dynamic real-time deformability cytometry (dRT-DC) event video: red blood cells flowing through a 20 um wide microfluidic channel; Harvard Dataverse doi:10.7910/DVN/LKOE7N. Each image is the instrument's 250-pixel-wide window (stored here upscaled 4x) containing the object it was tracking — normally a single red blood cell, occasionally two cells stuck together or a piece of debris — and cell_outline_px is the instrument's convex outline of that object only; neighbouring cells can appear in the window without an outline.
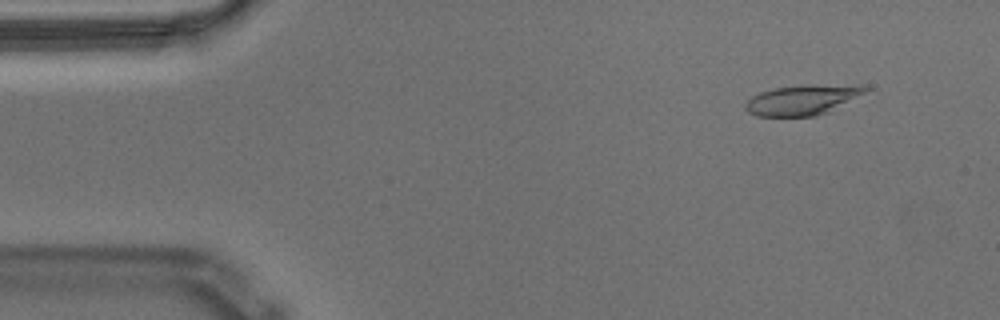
{"species": "Egyptian fruit bat (a non-hibernating species)", "species_latin": "Rousettus aegyptiacus", "temperature_condition": "warm", "stored_images_in_passage": 56, "camera_frame_rate_fps": 3000, "um_per_image_px": 0.085, "animal": {"sex": "male"}, "frame": {"image": 1, "passage_image": 5, "time_ms": 1.333, "image_size_px": [1000, 320], "cell_outline_px": [[872, 88], [868, 92], [828, 112], [816, 116], [756, 116], [748, 112], [744, 108], [744, 104], [752, 96], [760, 92], [776, 88], [800, 84], [864, 84]], "centroid_in_image_um": [68.3, 8.46], "position_along_channel_um": 16.7, "area_um2": 21.68}}
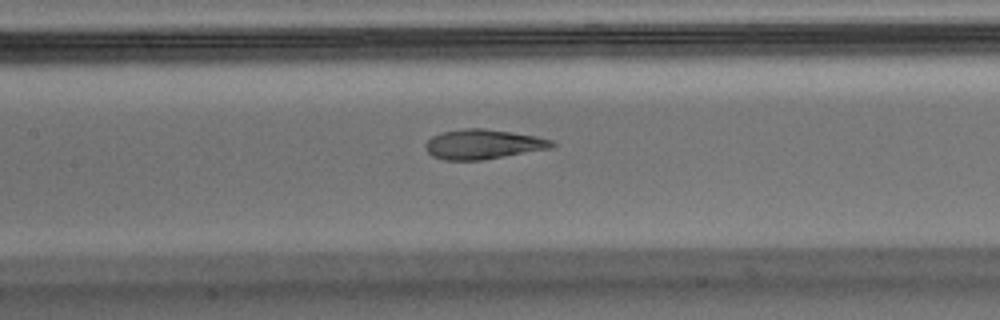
{"frame": {"image": 2, "passage_image": 25, "time_ms": 8.0, "image_size_px": [1000, 320], "cell_outline_px": [[556, 144], [552, 148], [480, 160], [444, 160], [432, 156], [424, 148], [424, 144], [432, 136], [440, 132], [464, 128], [484, 128], [512, 132], [536, 136], [552, 140]], "centroid_in_image_um": [41.03, 12.25], "position_along_channel_um": 166.4, "area_um2": 21.96}}
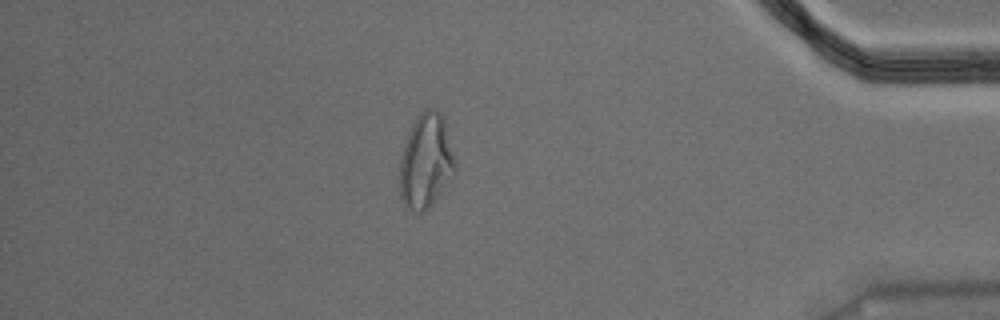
{"frame": {"image": 3, "passage_image": 48, "time_ms": 15.667, "image_size_px": [1000, 320], "cell_outline_px": [[456, 168], [432, 204], [424, 212], [416, 212], [404, 208], [400, 196], [400, 160], [404, 144], [412, 124], [416, 116], [424, 108], [436, 108], [444, 116], [456, 160]], "centroid_in_image_um": [36.19, 13.66], "position_along_channel_um": 399.0, "area_um2": 30.69}, "authors_computed_cell_mechanics": {"area_um2": 22.0507, "velocity_mm_per_s": 3.5581, "shape_relaxation_time_tau1_ms": null, "shape_relaxation_time_tau2_ms": 1.7373, "deformation_change_tau1": null, "deformation_change_tau2": 0.0951}}